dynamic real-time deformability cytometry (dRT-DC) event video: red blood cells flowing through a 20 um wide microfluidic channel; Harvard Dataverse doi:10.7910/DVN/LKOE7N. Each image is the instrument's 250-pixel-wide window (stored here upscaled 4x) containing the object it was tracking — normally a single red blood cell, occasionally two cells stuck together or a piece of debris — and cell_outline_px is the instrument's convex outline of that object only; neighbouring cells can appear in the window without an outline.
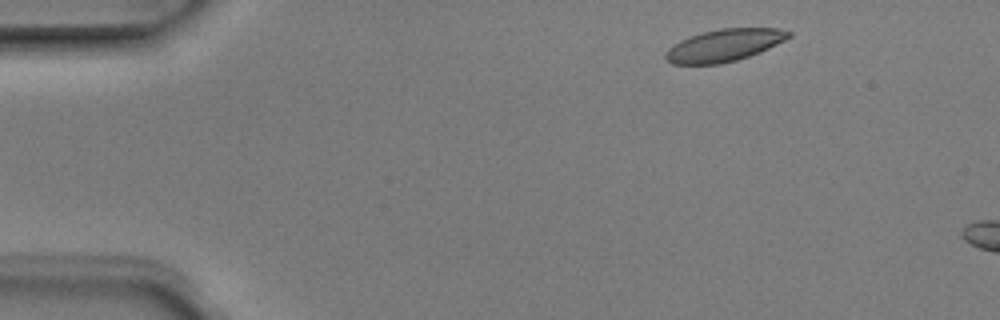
{"species": "Egyptian fruit bat (a non-hibernating species)", "species_latin": "Rousettus aegyptiacus", "temperature_condition": "room temperature", "stored_images_in_passage": 3, "camera_frame_rate_fps": 3000, "um_per_image_px": 0.085, "animal": {"sex": "male"}, "frame": {"image": 1, "passage_image": 1, "time_ms": 0.0, "image_size_px": [1000, 320], "cell_outline_px": [[792, 36], [760, 52], [736, 60], [720, 64], [672, 64], [664, 60], [664, 52], [668, 48], [680, 40], [704, 32], [720, 28], [776, 28], [792, 32]], "centroid_in_image_um": [61.52, 3.86], "position_along_channel_um": 23.5, "area_um2": 23.06}}